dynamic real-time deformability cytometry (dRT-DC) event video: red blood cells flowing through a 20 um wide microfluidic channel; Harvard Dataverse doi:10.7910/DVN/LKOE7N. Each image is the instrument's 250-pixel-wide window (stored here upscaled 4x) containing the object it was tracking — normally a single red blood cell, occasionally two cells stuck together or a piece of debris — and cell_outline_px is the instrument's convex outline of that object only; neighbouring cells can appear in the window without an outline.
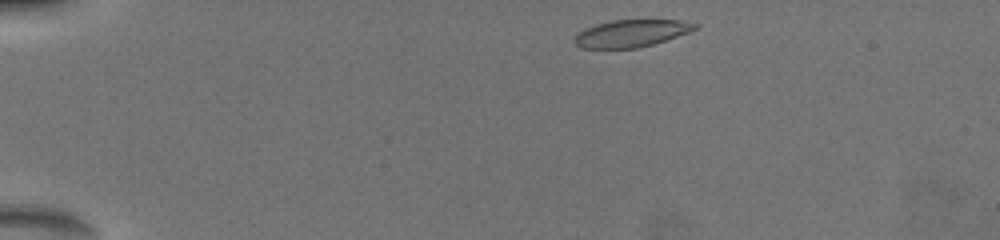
{"species": "common noctule bat (a hibernating species)", "species_latin": "Nyctalus noctula", "temperature_condition": "warm", "stored_images_in_passage": 32, "camera_frame_rate_fps": 3000, "um_per_image_px": 0.085, "animal": {"sex": "female", "body_mass_g": 19.5, "forearm_length_mm": 54.1}, "frame": {"image": 1, "passage_image": 1, "time_ms": 0.0, "image_size_px": [1000, 240], "cell_outline_px": [[696, 28], [688, 32], [652, 44], [636, 48], [584, 48], [576, 44], [576, 36], [580, 32], [588, 28], [612, 20], [676, 20], [696, 24]], "centroid_in_image_um": [53.66, 2.83], "position_along_channel_um": 31.3, "area_um2": 18.32}}
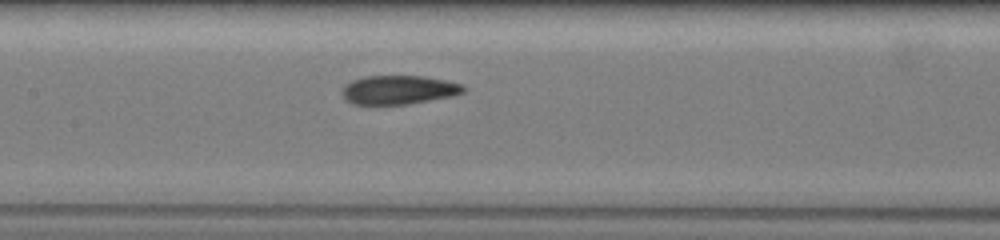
{"frame": {"image": 2, "passage_image": 14, "time_ms": 6.0, "image_size_px": [1000, 240], "cell_outline_px": [[464, 88], [460, 92], [452, 96], [380, 108], [372, 108], [356, 104], [348, 100], [344, 96], [344, 88], [348, 84], [364, 76], [420, 76], [460, 84]], "centroid_in_image_um": [33.8, 7.69], "position_along_channel_um": 173.6, "area_um2": 20.23}}
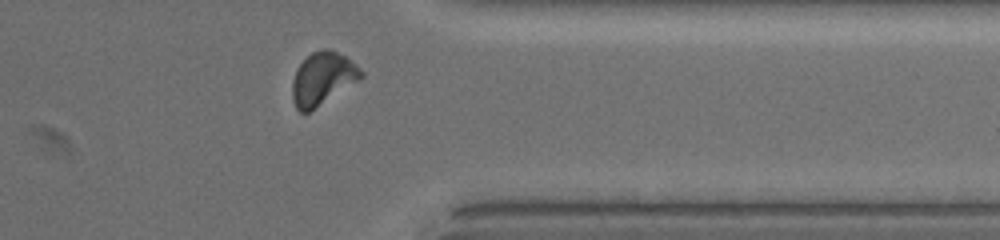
{"frame": {"image": 3, "passage_image": 28, "time_ms": 11.667, "image_size_px": [1000, 240], "cell_outline_px": [[364, 76], [308, 112], [300, 112], [296, 108], [292, 96], [292, 84], [296, 72], [300, 64], [312, 52], [320, 48], [328, 48], [344, 56], [364, 72]], "centroid_in_image_um": [27.4, 6.66], "position_along_channel_um": 384.0, "area_um2": 20.46}, "authors_computed_cell_mechanics": {"area_um2": 20.2589, "velocity_mm_per_s": 3.7946, "shape_relaxation_time_tau1_ms": 5.2633, "shape_relaxation_time_tau2_ms": 1.4813, "deformation_change_tau1": 0.1703, "deformation_change_tau2": 0.0788}}